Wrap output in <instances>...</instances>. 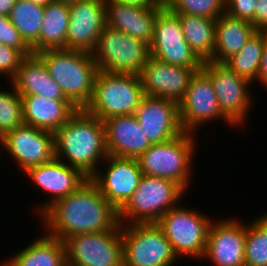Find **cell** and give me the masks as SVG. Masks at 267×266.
Wrapping results in <instances>:
<instances>
[{
    "label": "cell",
    "instance_id": "6da1fadb",
    "mask_svg": "<svg viewBox=\"0 0 267 266\" xmlns=\"http://www.w3.org/2000/svg\"><path fill=\"white\" fill-rule=\"evenodd\" d=\"M47 235L64 241L72 235L110 231L119 222V211L88 179L75 192L55 201L42 214Z\"/></svg>",
    "mask_w": 267,
    "mask_h": 266
},
{
    "label": "cell",
    "instance_id": "7a4b0ae2",
    "mask_svg": "<svg viewBox=\"0 0 267 266\" xmlns=\"http://www.w3.org/2000/svg\"><path fill=\"white\" fill-rule=\"evenodd\" d=\"M54 135L55 158L67 160L66 164L88 178L99 171L97 164L108 156L104 121L84 109H78Z\"/></svg>",
    "mask_w": 267,
    "mask_h": 266
},
{
    "label": "cell",
    "instance_id": "3957f363",
    "mask_svg": "<svg viewBox=\"0 0 267 266\" xmlns=\"http://www.w3.org/2000/svg\"><path fill=\"white\" fill-rule=\"evenodd\" d=\"M66 98L84 109L93 94L98 67L91 53L70 49H49L36 53Z\"/></svg>",
    "mask_w": 267,
    "mask_h": 266
},
{
    "label": "cell",
    "instance_id": "277c9868",
    "mask_svg": "<svg viewBox=\"0 0 267 266\" xmlns=\"http://www.w3.org/2000/svg\"><path fill=\"white\" fill-rule=\"evenodd\" d=\"M143 96L139 76L98 70L92 98L84 110L102 121L130 115L135 113Z\"/></svg>",
    "mask_w": 267,
    "mask_h": 266
},
{
    "label": "cell",
    "instance_id": "5b68a950",
    "mask_svg": "<svg viewBox=\"0 0 267 266\" xmlns=\"http://www.w3.org/2000/svg\"><path fill=\"white\" fill-rule=\"evenodd\" d=\"M195 135L184 132L176 138L152 144L137 158L142 174L170 179L186 191L191 184Z\"/></svg>",
    "mask_w": 267,
    "mask_h": 266
},
{
    "label": "cell",
    "instance_id": "8992f818",
    "mask_svg": "<svg viewBox=\"0 0 267 266\" xmlns=\"http://www.w3.org/2000/svg\"><path fill=\"white\" fill-rule=\"evenodd\" d=\"M185 190L176 182L143 175L131 198L119 210L121 224L156 223L170 209L180 205Z\"/></svg>",
    "mask_w": 267,
    "mask_h": 266
},
{
    "label": "cell",
    "instance_id": "52a82bcc",
    "mask_svg": "<svg viewBox=\"0 0 267 266\" xmlns=\"http://www.w3.org/2000/svg\"><path fill=\"white\" fill-rule=\"evenodd\" d=\"M91 55L100 71L139 76L150 57V48L143 41L106 26Z\"/></svg>",
    "mask_w": 267,
    "mask_h": 266
},
{
    "label": "cell",
    "instance_id": "ba28073f",
    "mask_svg": "<svg viewBox=\"0 0 267 266\" xmlns=\"http://www.w3.org/2000/svg\"><path fill=\"white\" fill-rule=\"evenodd\" d=\"M123 266H173L178 261L157 223L121 224Z\"/></svg>",
    "mask_w": 267,
    "mask_h": 266
},
{
    "label": "cell",
    "instance_id": "9c48e42d",
    "mask_svg": "<svg viewBox=\"0 0 267 266\" xmlns=\"http://www.w3.org/2000/svg\"><path fill=\"white\" fill-rule=\"evenodd\" d=\"M194 209L176 206L156 222L171 243L178 258H200L205 255L208 231L213 220Z\"/></svg>",
    "mask_w": 267,
    "mask_h": 266
},
{
    "label": "cell",
    "instance_id": "30bf717a",
    "mask_svg": "<svg viewBox=\"0 0 267 266\" xmlns=\"http://www.w3.org/2000/svg\"><path fill=\"white\" fill-rule=\"evenodd\" d=\"M66 260L80 266H123L121 223L105 232L72 235L65 239Z\"/></svg>",
    "mask_w": 267,
    "mask_h": 266
},
{
    "label": "cell",
    "instance_id": "8fae6325",
    "mask_svg": "<svg viewBox=\"0 0 267 266\" xmlns=\"http://www.w3.org/2000/svg\"><path fill=\"white\" fill-rule=\"evenodd\" d=\"M212 81L221 112L236 126L244 124L252 102L246 78L239 76L224 63L204 61L201 69Z\"/></svg>",
    "mask_w": 267,
    "mask_h": 266
},
{
    "label": "cell",
    "instance_id": "7c38bea8",
    "mask_svg": "<svg viewBox=\"0 0 267 266\" xmlns=\"http://www.w3.org/2000/svg\"><path fill=\"white\" fill-rule=\"evenodd\" d=\"M179 115L183 130L192 134L214 119L223 118L228 125L235 127L221 112L212 81L202 70L191 78L188 91L179 102Z\"/></svg>",
    "mask_w": 267,
    "mask_h": 266
},
{
    "label": "cell",
    "instance_id": "4fadbf2b",
    "mask_svg": "<svg viewBox=\"0 0 267 266\" xmlns=\"http://www.w3.org/2000/svg\"><path fill=\"white\" fill-rule=\"evenodd\" d=\"M0 146L12 155L23 172L55 158L54 132L25 124L4 134Z\"/></svg>",
    "mask_w": 267,
    "mask_h": 266
},
{
    "label": "cell",
    "instance_id": "5bb4252c",
    "mask_svg": "<svg viewBox=\"0 0 267 266\" xmlns=\"http://www.w3.org/2000/svg\"><path fill=\"white\" fill-rule=\"evenodd\" d=\"M105 162L108 165L105 173L97 171L89 179L119 211L137 189L143 174L137 158L108 155Z\"/></svg>",
    "mask_w": 267,
    "mask_h": 266
},
{
    "label": "cell",
    "instance_id": "9a60e30c",
    "mask_svg": "<svg viewBox=\"0 0 267 266\" xmlns=\"http://www.w3.org/2000/svg\"><path fill=\"white\" fill-rule=\"evenodd\" d=\"M66 49L91 53L106 24L105 0H79L69 3Z\"/></svg>",
    "mask_w": 267,
    "mask_h": 266
},
{
    "label": "cell",
    "instance_id": "2e32d148",
    "mask_svg": "<svg viewBox=\"0 0 267 266\" xmlns=\"http://www.w3.org/2000/svg\"><path fill=\"white\" fill-rule=\"evenodd\" d=\"M134 115L151 144L168 141L185 132L179 103L175 101L144 95Z\"/></svg>",
    "mask_w": 267,
    "mask_h": 266
},
{
    "label": "cell",
    "instance_id": "e0dca14e",
    "mask_svg": "<svg viewBox=\"0 0 267 266\" xmlns=\"http://www.w3.org/2000/svg\"><path fill=\"white\" fill-rule=\"evenodd\" d=\"M200 70L166 64L150 56L139 75L143 93L179 103L188 91L191 78Z\"/></svg>",
    "mask_w": 267,
    "mask_h": 266
},
{
    "label": "cell",
    "instance_id": "ac0fdd59",
    "mask_svg": "<svg viewBox=\"0 0 267 266\" xmlns=\"http://www.w3.org/2000/svg\"><path fill=\"white\" fill-rule=\"evenodd\" d=\"M226 219L213 222L208 231L204 259L215 266H245L246 224Z\"/></svg>",
    "mask_w": 267,
    "mask_h": 266
},
{
    "label": "cell",
    "instance_id": "d6986e66",
    "mask_svg": "<svg viewBox=\"0 0 267 266\" xmlns=\"http://www.w3.org/2000/svg\"><path fill=\"white\" fill-rule=\"evenodd\" d=\"M24 173L33 180L37 187L48 192L51 197L50 201L38 208L39 215L55 201L75 192L89 179L79 169L71 167L57 158L30 167Z\"/></svg>",
    "mask_w": 267,
    "mask_h": 266
},
{
    "label": "cell",
    "instance_id": "ffe728a7",
    "mask_svg": "<svg viewBox=\"0 0 267 266\" xmlns=\"http://www.w3.org/2000/svg\"><path fill=\"white\" fill-rule=\"evenodd\" d=\"M105 7L108 27L151 45L155 19L164 5L129 6L114 0H105Z\"/></svg>",
    "mask_w": 267,
    "mask_h": 266
},
{
    "label": "cell",
    "instance_id": "44dd1931",
    "mask_svg": "<svg viewBox=\"0 0 267 266\" xmlns=\"http://www.w3.org/2000/svg\"><path fill=\"white\" fill-rule=\"evenodd\" d=\"M104 124L108 155L138 158L152 145L134 114L112 116Z\"/></svg>",
    "mask_w": 267,
    "mask_h": 266
},
{
    "label": "cell",
    "instance_id": "7402d4cb",
    "mask_svg": "<svg viewBox=\"0 0 267 266\" xmlns=\"http://www.w3.org/2000/svg\"><path fill=\"white\" fill-rule=\"evenodd\" d=\"M25 125L56 132L78 110L69 100H51L40 95H21Z\"/></svg>",
    "mask_w": 267,
    "mask_h": 266
},
{
    "label": "cell",
    "instance_id": "603a6c76",
    "mask_svg": "<svg viewBox=\"0 0 267 266\" xmlns=\"http://www.w3.org/2000/svg\"><path fill=\"white\" fill-rule=\"evenodd\" d=\"M10 82L20 95H40L51 100H68L36 54L26 56L22 60Z\"/></svg>",
    "mask_w": 267,
    "mask_h": 266
},
{
    "label": "cell",
    "instance_id": "cb8c5ba5",
    "mask_svg": "<svg viewBox=\"0 0 267 266\" xmlns=\"http://www.w3.org/2000/svg\"><path fill=\"white\" fill-rule=\"evenodd\" d=\"M256 31L249 21L228 16L226 13L219 16L215 23V49L211 61L224 63L240 51Z\"/></svg>",
    "mask_w": 267,
    "mask_h": 266
},
{
    "label": "cell",
    "instance_id": "d4e9b609",
    "mask_svg": "<svg viewBox=\"0 0 267 266\" xmlns=\"http://www.w3.org/2000/svg\"><path fill=\"white\" fill-rule=\"evenodd\" d=\"M45 235L25 246L21 251L6 259L3 266H64L65 245L60 239Z\"/></svg>",
    "mask_w": 267,
    "mask_h": 266
},
{
    "label": "cell",
    "instance_id": "484cf974",
    "mask_svg": "<svg viewBox=\"0 0 267 266\" xmlns=\"http://www.w3.org/2000/svg\"><path fill=\"white\" fill-rule=\"evenodd\" d=\"M69 20V3L53 0L44 7L38 52L66 48Z\"/></svg>",
    "mask_w": 267,
    "mask_h": 266
},
{
    "label": "cell",
    "instance_id": "4316f807",
    "mask_svg": "<svg viewBox=\"0 0 267 266\" xmlns=\"http://www.w3.org/2000/svg\"><path fill=\"white\" fill-rule=\"evenodd\" d=\"M181 22L186 42L204 62L211 60L215 49V19L208 17L175 13Z\"/></svg>",
    "mask_w": 267,
    "mask_h": 266
},
{
    "label": "cell",
    "instance_id": "83f0119b",
    "mask_svg": "<svg viewBox=\"0 0 267 266\" xmlns=\"http://www.w3.org/2000/svg\"><path fill=\"white\" fill-rule=\"evenodd\" d=\"M44 6H39L29 0H16L9 18L18 30L25 43L32 49L33 54L38 53V39Z\"/></svg>",
    "mask_w": 267,
    "mask_h": 266
},
{
    "label": "cell",
    "instance_id": "f1b7e54d",
    "mask_svg": "<svg viewBox=\"0 0 267 266\" xmlns=\"http://www.w3.org/2000/svg\"><path fill=\"white\" fill-rule=\"evenodd\" d=\"M266 40L267 31H256L244 47L228 58L224 64L253 84L259 73L260 60Z\"/></svg>",
    "mask_w": 267,
    "mask_h": 266
},
{
    "label": "cell",
    "instance_id": "f546056e",
    "mask_svg": "<svg viewBox=\"0 0 267 266\" xmlns=\"http://www.w3.org/2000/svg\"><path fill=\"white\" fill-rule=\"evenodd\" d=\"M245 266H267V213L246 224Z\"/></svg>",
    "mask_w": 267,
    "mask_h": 266
},
{
    "label": "cell",
    "instance_id": "4dcf8cb0",
    "mask_svg": "<svg viewBox=\"0 0 267 266\" xmlns=\"http://www.w3.org/2000/svg\"><path fill=\"white\" fill-rule=\"evenodd\" d=\"M150 56L175 66L202 69L203 61L195 54L187 42L151 44Z\"/></svg>",
    "mask_w": 267,
    "mask_h": 266
},
{
    "label": "cell",
    "instance_id": "1f68e13d",
    "mask_svg": "<svg viewBox=\"0 0 267 266\" xmlns=\"http://www.w3.org/2000/svg\"><path fill=\"white\" fill-rule=\"evenodd\" d=\"M13 90V91H12ZM22 98L11 86V92L0 90V138L7 132L23 125Z\"/></svg>",
    "mask_w": 267,
    "mask_h": 266
},
{
    "label": "cell",
    "instance_id": "d6a6232c",
    "mask_svg": "<svg viewBox=\"0 0 267 266\" xmlns=\"http://www.w3.org/2000/svg\"><path fill=\"white\" fill-rule=\"evenodd\" d=\"M173 13H184L217 19L225 13V0H163Z\"/></svg>",
    "mask_w": 267,
    "mask_h": 266
},
{
    "label": "cell",
    "instance_id": "836d02e7",
    "mask_svg": "<svg viewBox=\"0 0 267 266\" xmlns=\"http://www.w3.org/2000/svg\"><path fill=\"white\" fill-rule=\"evenodd\" d=\"M186 42L179 17L165 7L157 14L151 44Z\"/></svg>",
    "mask_w": 267,
    "mask_h": 266
},
{
    "label": "cell",
    "instance_id": "e575fe53",
    "mask_svg": "<svg viewBox=\"0 0 267 266\" xmlns=\"http://www.w3.org/2000/svg\"><path fill=\"white\" fill-rule=\"evenodd\" d=\"M0 44L19 49L25 56L33 54L32 49L25 43L9 16L5 15H0Z\"/></svg>",
    "mask_w": 267,
    "mask_h": 266
},
{
    "label": "cell",
    "instance_id": "d590c367",
    "mask_svg": "<svg viewBox=\"0 0 267 266\" xmlns=\"http://www.w3.org/2000/svg\"><path fill=\"white\" fill-rule=\"evenodd\" d=\"M25 57L19 49L0 44V75L9 77L10 81Z\"/></svg>",
    "mask_w": 267,
    "mask_h": 266
},
{
    "label": "cell",
    "instance_id": "8d00e7d4",
    "mask_svg": "<svg viewBox=\"0 0 267 266\" xmlns=\"http://www.w3.org/2000/svg\"><path fill=\"white\" fill-rule=\"evenodd\" d=\"M257 0H225V13L228 16L249 21L254 26V13Z\"/></svg>",
    "mask_w": 267,
    "mask_h": 266
},
{
    "label": "cell",
    "instance_id": "74e56055",
    "mask_svg": "<svg viewBox=\"0 0 267 266\" xmlns=\"http://www.w3.org/2000/svg\"><path fill=\"white\" fill-rule=\"evenodd\" d=\"M254 27L257 31H267V0H257Z\"/></svg>",
    "mask_w": 267,
    "mask_h": 266
},
{
    "label": "cell",
    "instance_id": "f35d334b",
    "mask_svg": "<svg viewBox=\"0 0 267 266\" xmlns=\"http://www.w3.org/2000/svg\"><path fill=\"white\" fill-rule=\"evenodd\" d=\"M264 88L267 89V40L264 43L263 54L260 60L259 73L256 79Z\"/></svg>",
    "mask_w": 267,
    "mask_h": 266
},
{
    "label": "cell",
    "instance_id": "ab89813d",
    "mask_svg": "<svg viewBox=\"0 0 267 266\" xmlns=\"http://www.w3.org/2000/svg\"><path fill=\"white\" fill-rule=\"evenodd\" d=\"M129 6H155L164 5L163 0H114Z\"/></svg>",
    "mask_w": 267,
    "mask_h": 266
},
{
    "label": "cell",
    "instance_id": "60d3db41",
    "mask_svg": "<svg viewBox=\"0 0 267 266\" xmlns=\"http://www.w3.org/2000/svg\"><path fill=\"white\" fill-rule=\"evenodd\" d=\"M16 0H0V15L9 16Z\"/></svg>",
    "mask_w": 267,
    "mask_h": 266
},
{
    "label": "cell",
    "instance_id": "b9f144b4",
    "mask_svg": "<svg viewBox=\"0 0 267 266\" xmlns=\"http://www.w3.org/2000/svg\"><path fill=\"white\" fill-rule=\"evenodd\" d=\"M29 1H31L32 3H34L36 5L45 7L48 3H50L53 0H29Z\"/></svg>",
    "mask_w": 267,
    "mask_h": 266
},
{
    "label": "cell",
    "instance_id": "7bdbcfd3",
    "mask_svg": "<svg viewBox=\"0 0 267 266\" xmlns=\"http://www.w3.org/2000/svg\"><path fill=\"white\" fill-rule=\"evenodd\" d=\"M64 266H80V265L74 264V263H72V262H70V261H67V260L65 259Z\"/></svg>",
    "mask_w": 267,
    "mask_h": 266
},
{
    "label": "cell",
    "instance_id": "ee69618b",
    "mask_svg": "<svg viewBox=\"0 0 267 266\" xmlns=\"http://www.w3.org/2000/svg\"><path fill=\"white\" fill-rule=\"evenodd\" d=\"M56 1H62V2L71 3V2L79 1V0H56Z\"/></svg>",
    "mask_w": 267,
    "mask_h": 266
}]
</instances>
